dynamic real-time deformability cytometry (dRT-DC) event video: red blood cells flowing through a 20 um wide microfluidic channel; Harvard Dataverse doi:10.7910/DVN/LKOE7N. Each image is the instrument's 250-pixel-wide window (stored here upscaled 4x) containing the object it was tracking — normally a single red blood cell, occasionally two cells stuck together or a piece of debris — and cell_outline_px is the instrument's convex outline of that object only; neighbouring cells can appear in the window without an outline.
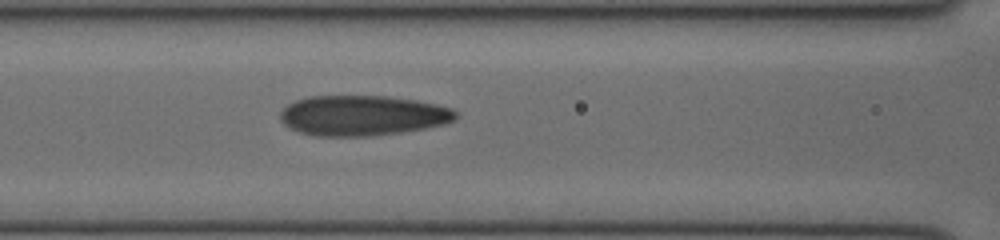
{"species": "human", "species_latin": "Homo sapiens", "temperature_condition": "cold", "stored_images_in_passage": 7, "segment_of_instrument_passage": [1, 2], "camera_frame_rate_fps": 3000, "um_per_image_px": 0.085, "donor": {"sex": "female"}, "frame": {"image": 1, "passage_image": 6, "time_ms": 1.667, "image_size_px": [1000, 240], "cell_outline_px": [[456, 116], [452, 120], [444, 124], [424, 128], [400, 132], [368, 136], [312, 136], [300, 132], [284, 124], [280, 120], [280, 112], [288, 104], [296, 100], [308, 96], [384, 96], [416, 100], [436, 104], [452, 108], [456, 112]], "centroid_in_image_um": [30.78, 9.81], "position_along_channel_um": 135.8, "area_um2": 40.98}}